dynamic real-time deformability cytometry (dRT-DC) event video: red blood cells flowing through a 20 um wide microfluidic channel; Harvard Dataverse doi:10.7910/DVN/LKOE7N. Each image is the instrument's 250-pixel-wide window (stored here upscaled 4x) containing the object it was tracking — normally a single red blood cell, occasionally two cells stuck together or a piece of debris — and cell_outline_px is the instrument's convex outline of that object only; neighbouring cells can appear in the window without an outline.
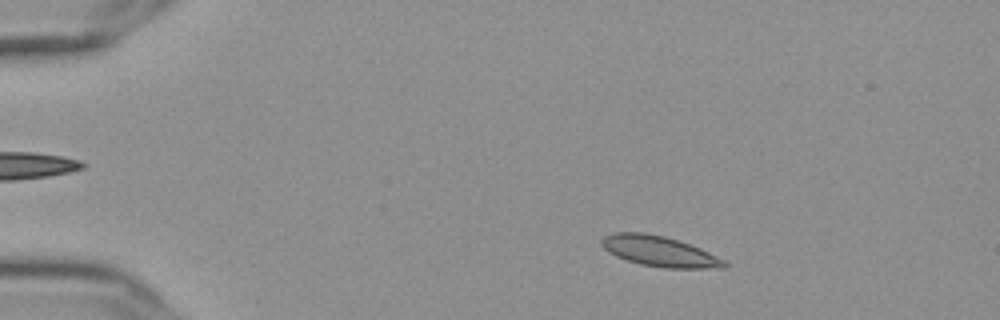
{"species": "Egyptian fruit bat (a non-hibernating species)", "species_latin": "Rousettus aegyptiacus", "temperature_condition": "cold", "stored_images_in_passage": 55, "camera_frame_rate_fps": 3000, "um_per_image_px": 0.085, "frame": {"image": 1, "passage_image": 8, "time_ms": 2.333, "image_size_px": [1000, 320], "cell_outline_px": [[728, 268], [664, 268], [640, 264], [616, 256], [608, 252], [600, 244], [600, 240], [604, 236], [612, 232], [644, 232], [664, 236], [680, 240], [700, 248], [724, 260], [728, 264]], "centroid_in_image_um": [56.03, 21.35], "position_along_channel_um": 29.0, "area_um2": 21.91}}
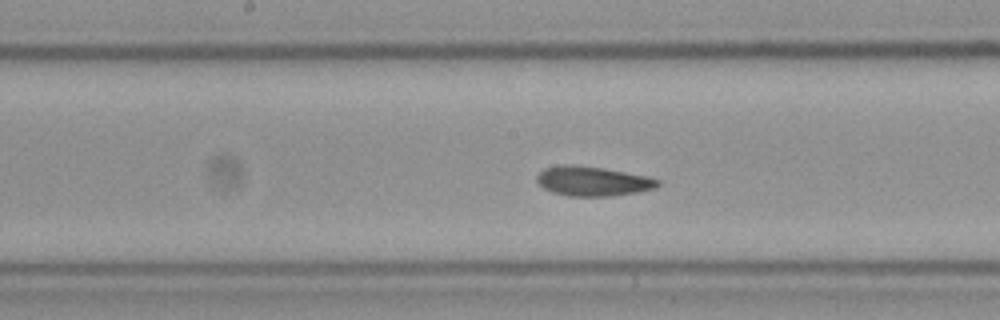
{"frame": {"image": 2, "passage_image": 28, "time_ms": 9.0, "image_size_px": [1000, 320], "cell_outline_px": [[660, 184], [656, 188], [636, 192], [612, 196], [568, 196], [552, 192], [544, 188], [536, 180], [536, 176], [544, 168], [560, 164], [572, 164], [604, 168], [648, 176], [660, 180]], "centroid_in_image_um": [50.38, 15.39], "position_along_channel_um": 197.8, "area_um2": 20.98}}
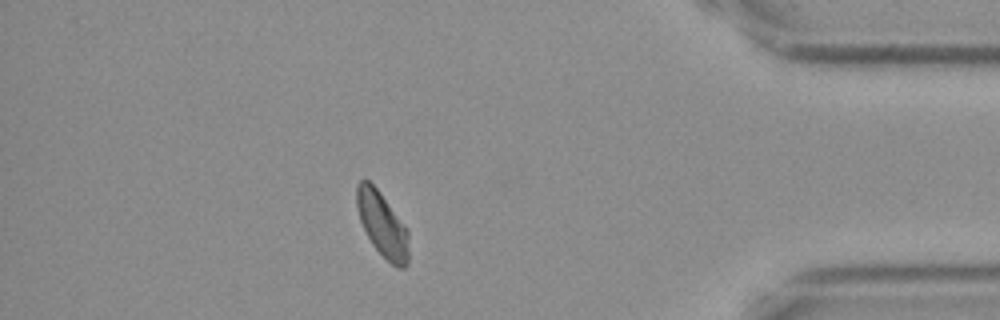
{"frame": {"image": 3, "passage_image": 48, "time_ms": 15.667, "image_size_px": [1000, 320], "cell_outline_px": [[408, 264], [404, 268], [396, 268], [372, 244], [360, 220], [356, 208], [356, 184], [360, 180], [368, 180], [380, 192], [408, 232]], "centroid_in_image_um": [32.47, 19.08], "position_along_channel_um": 402.7, "area_um2": 19.19}, "authors_computed_cell_mechanics": {"area_um2": 20.6346, "velocity_mm_per_s": 3.6077, "shape_relaxation_time_tau1_ms": 7.1009, "shape_relaxation_time_tau2_ms": 3.9743, "deformation_change_tau1": 0.1281, "deformation_change_tau2": 0.0575}}